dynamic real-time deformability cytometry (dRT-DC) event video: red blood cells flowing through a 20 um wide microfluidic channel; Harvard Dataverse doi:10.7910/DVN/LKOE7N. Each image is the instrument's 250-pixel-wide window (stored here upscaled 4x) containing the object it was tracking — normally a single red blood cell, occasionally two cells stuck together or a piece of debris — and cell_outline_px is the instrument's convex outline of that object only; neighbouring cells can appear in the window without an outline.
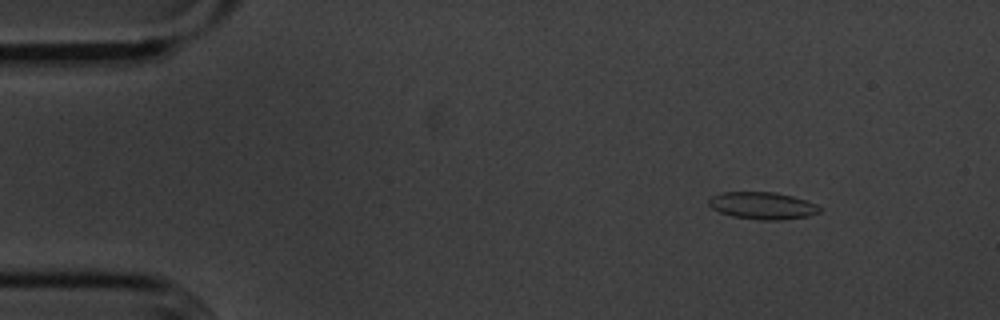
{"species": "common noctule bat (a hibernating species)", "species_latin": "Nyctalus noctula", "temperature_condition": "cold", "stored_images_in_passage": 55, "camera_frame_rate_fps": 3000, "um_per_image_px": 0.085, "animal": {"sex": "male", "body_mass_g": 20.1, "forearm_length_mm": 53.5}, "frame": {"image": 1, "passage_image": 6, "time_ms": 1.667, "image_size_px": [1000, 320], "cell_outline_px": [[820, 212], [808, 216], [784, 220], [760, 220], [732, 216], [720, 212], [712, 208], [708, 204], [708, 200], [712, 196], [724, 192], [776, 192], [792, 196], [816, 204], [820, 208]], "centroid_in_image_um": [64.81, 17.48], "position_along_channel_um": 20.2, "area_um2": 17.51}}
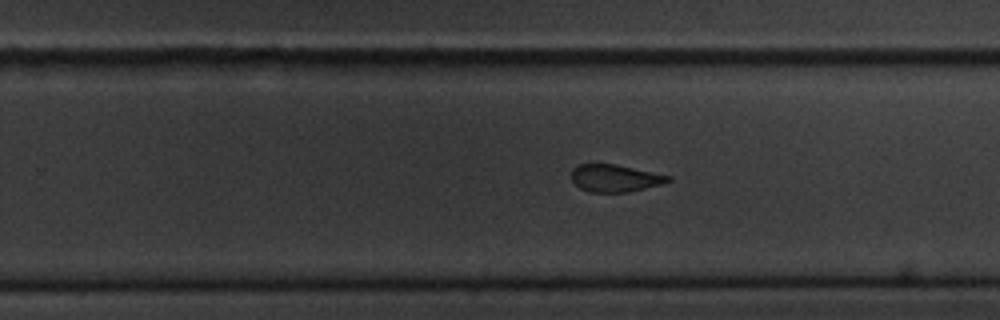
{"frame": {"image": 2, "passage_image": 34, "time_ms": 11.0, "image_size_px": [1000, 320], "cell_outline_px": [[672, 180], [660, 184], [628, 192], [588, 192], [580, 188], [572, 180], [572, 168], [580, 164], [616, 164], [672, 176]], "centroid_in_image_um": [52.27, 15.14], "position_along_channel_um": 277.5, "area_um2": 15.32}}
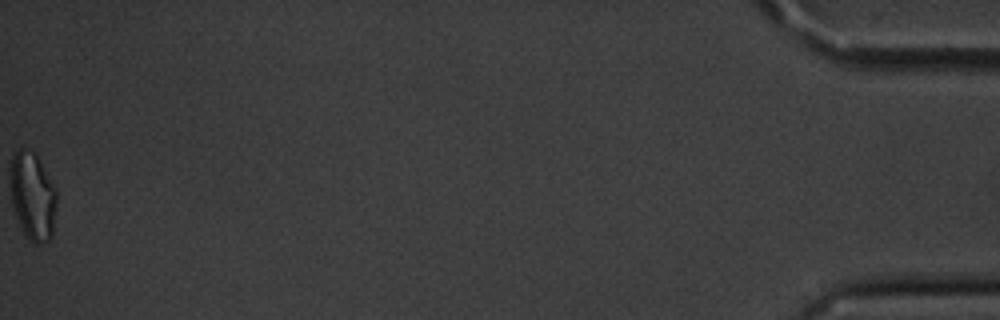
{"frame": {"image": 3, "passage_image": 55, "time_ms": 18.0, "image_size_px": [1000, 320], "cell_outline_px": [[56, 208], [52, 236], [48, 240], [40, 244], [36, 244], [24, 236], [20, 228], [12, 204], [12, 156], [20, 148], [24, 148], [36, 152], [56, 188]], "centroid_in_image_um": [2.81, 16.69], "position_along_channel_um": 432.4, "area_um2": 23.7}, "authors_computed_cell_mechanics": {"area_um2": 17.5134, "velocity_mm_per_s": 3.6197, "shape_relaxation_time_tau1_ms": 3.7258, "shape_relaxation_time_tau2_ms": 2.5706, "deformation_change_tau1": 0.1228, "deformation_change_tau2": 0.0889}}